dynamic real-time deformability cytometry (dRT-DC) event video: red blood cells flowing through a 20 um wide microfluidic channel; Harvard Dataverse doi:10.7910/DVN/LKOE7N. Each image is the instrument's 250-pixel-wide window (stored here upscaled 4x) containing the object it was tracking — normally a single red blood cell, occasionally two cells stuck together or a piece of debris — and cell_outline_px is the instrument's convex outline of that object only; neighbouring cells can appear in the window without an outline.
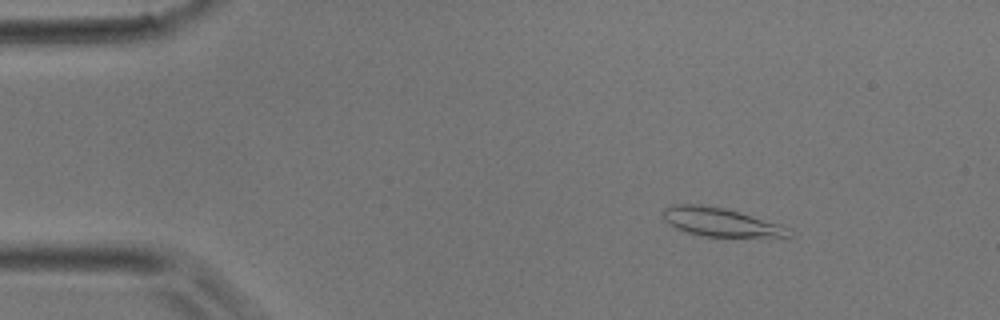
{"species": "common noctule bat (a hibernating species)", "species_latin": "Nyctalus noctula", "temperature_condition": "room temperature", "stored_images_in_passage": 44, "camera_frame_rate_fps": 3000, "um_per_image_px": 0.085, "animal": {"sex": "male", "body_mass_g": 17.9}, "frame": {"image": 1, "passage_image": 6, "time_ms": 1.667, "image_size_px": [1000, 320], "cell_outline_px": [[796, 232], [792, 236], [704, 236], [688, 232], [676, 228], [664, 220], [664, 208], [672, 204], [700, 204], [724, 208], [780, 224]], "centroid_in_image_um": [61.25, 18.87], "position_along_channel_um": 23.8, "area_um2": 20.58}}
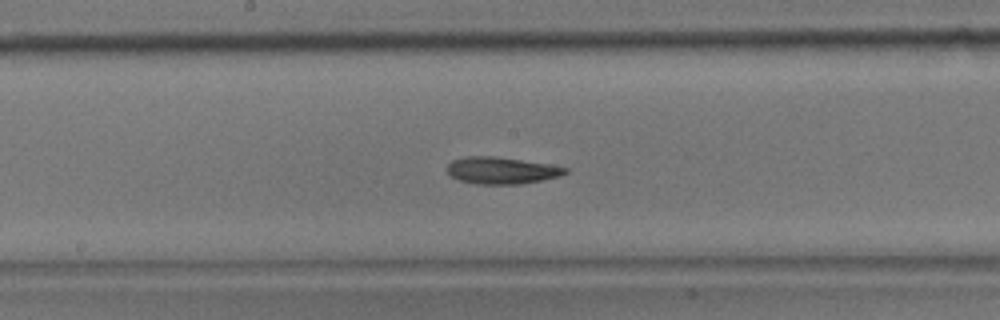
{"frame": {"image": 2, "passage_image": 23, "time_ms": 7.333, "image_size_px": [1000, 320], "cell_outline_px": [[568, 172], [560, 176], [520, 184], [476, 184], [460, 180], [452, 176], [448, 172], [448, 164], [452, 160], [464, 156], [496, 156], [548, 164], [568, 168]], "centroid_in_image_um": [42.62, 14.48], "position_along_channel_um": 205.6, "area_um2": 18.38}}
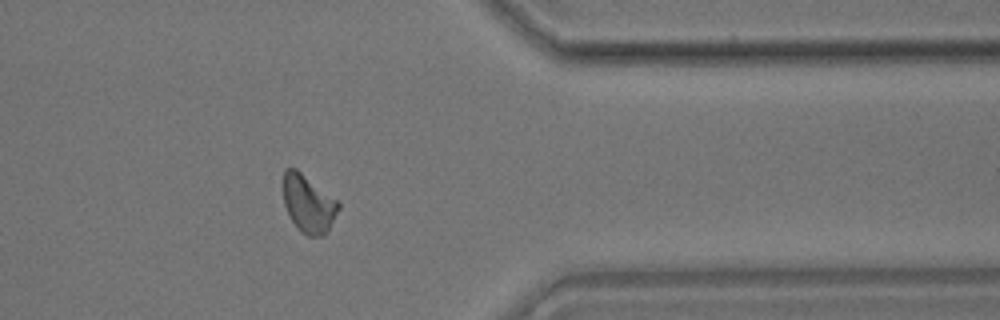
{"frame": {"image": 3, "passage_image": 36, "time_ms": 11.667, "image_size_px": [1000, 320], "cell_outline_px": [[340, 208], [324, 236], [308, 236], [300, 232], [296, 228], [284, 204], [284, 168], [296, 168], [336, 200], [340, 204]], "centroid_in_image_um": [26.2, 17.34], "position_along_channel_um": 385.2, "area_um2": 18.26}}